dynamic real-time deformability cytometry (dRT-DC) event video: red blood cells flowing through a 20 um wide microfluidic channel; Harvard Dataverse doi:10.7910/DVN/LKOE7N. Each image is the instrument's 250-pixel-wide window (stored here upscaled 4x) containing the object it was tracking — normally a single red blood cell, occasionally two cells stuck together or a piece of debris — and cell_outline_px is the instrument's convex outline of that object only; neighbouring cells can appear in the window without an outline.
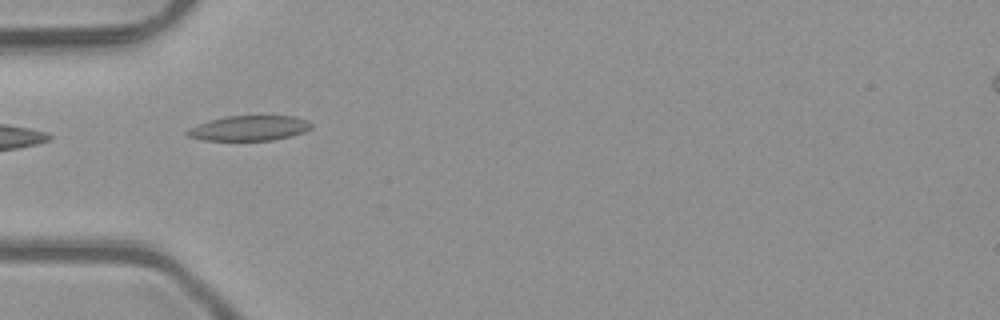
{"species": "common noctule bat (a hibernating species)", "species_latin": "Nyctalus noctula", "temperature_condition": "room temperature", "stored_images_in_passage": 5, "camera_frame_rate_fps": 3000, "um_per_image_px": 0.085, "animal": {"sex": "male", "body_mass_g": 23.1, "forearm_length_mm": 52.7}, "frame": {"image": 1, "passage_image": 3, "time_ms": 0.667, "image_size_px": [1000, 320], "cell_outline_px": [[312, 128], [304, 132], [292, 136], [272, 140], [204, 140], [188, 136], [184, 132], [188, 128], [196, 124], [208, 120], [228, 116], [296, 116], [308, 120], [312, 124]], "centroid_in_image_um": [21.18, 10.89], "position_along_channel_um": 63.8, "area_um2": 18.26}}
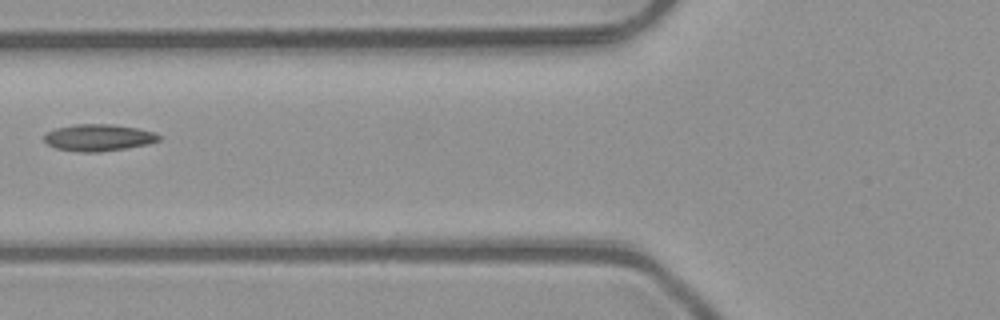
{"frame": {"image": 2, "passage_image": 4, "time_ms": 1.0, "image_size_px": [1000, 320], "cell_outline_px": [[160, 140], [148, 144], [100, 152], [76, 152], [56, 148], [48, 144], [44, 140], [44, 136], [48, 132], [56, 128], [76, 124], [112, 124], [136, 128], [152, 132], [160, 136]], "centroid_in_image_um": [8.35, 11.7], "position_along_channel_um": 117.5, "area_um2": 17.74}}
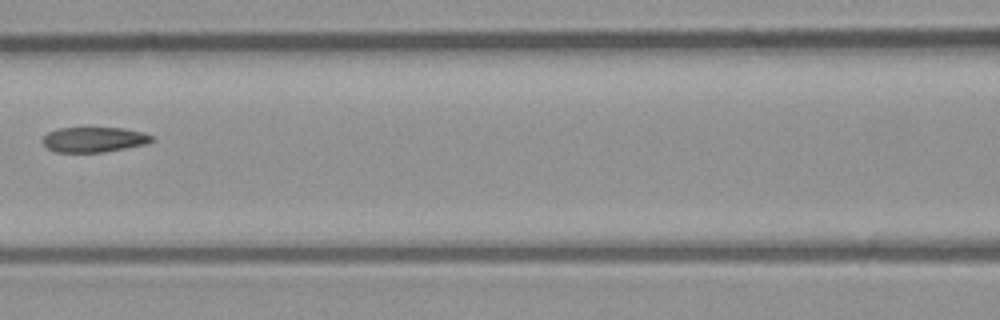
{"frame": {"image": 3, "passage_image": 5, "time_ms": 1.333, "image_size_px": [1000, 320], "cell_outline_px": [[152, 140], [148, 144], [104, 152], [56, 152], [48, 148], [40, 140], [48, 132], [56, 128], [84, 124], [124, 128], [144, 132], [152, 136]], "centroid_in_image_um": [7.95, 11.8], "position_along_channel_um": 158.6, "area_um2": 17.05}}